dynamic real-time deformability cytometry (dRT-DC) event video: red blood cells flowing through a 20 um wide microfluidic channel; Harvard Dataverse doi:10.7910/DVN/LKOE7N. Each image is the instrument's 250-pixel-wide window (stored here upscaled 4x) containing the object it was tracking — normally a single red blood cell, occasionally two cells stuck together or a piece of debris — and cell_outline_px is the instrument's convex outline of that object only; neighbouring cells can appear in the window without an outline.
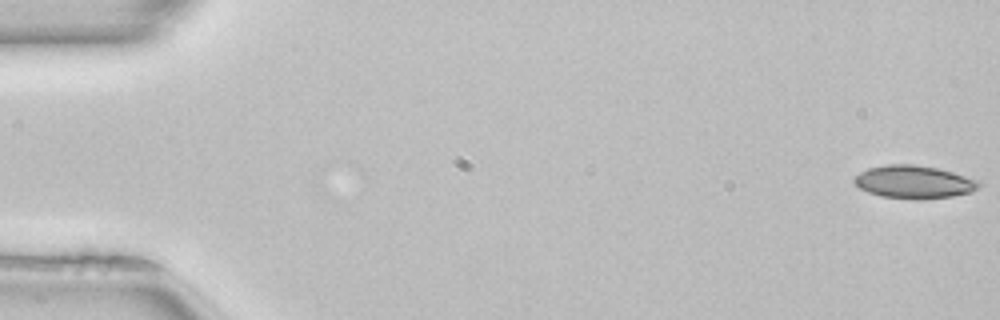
{"species": "common noctule bat (a hibernating species)", "species_latin": "Nyctalus noctula", "temperature_condition": "room temperature", "stored_images_in_passage": 51, "camera_frame_rate_fps": 3000, "um_per_image_px": 0.085, "animal": {"sex": "female", "body_mass_g": 22.7, "forearm_length_mm": 54.2}, "frame": {"image": 1, "passage_image": 1, "time_ms": 0.0, "image_size_px": [1000, 320], "cell_outline_px": [[984, 184], [980, 188], [972, 192], [952, 196], [920, 200], [916, 200], [880, 196], [868, 192], [860, 188], [852, 180], [860, 172], [868, 168], [884, 164], [912, 164], [936, 168], [952, 172], [980, 180]], "centroid_in_image_um": [77.72, 15.47], "position_along_channel_um": 7.3, "area_um2": 24.22}}
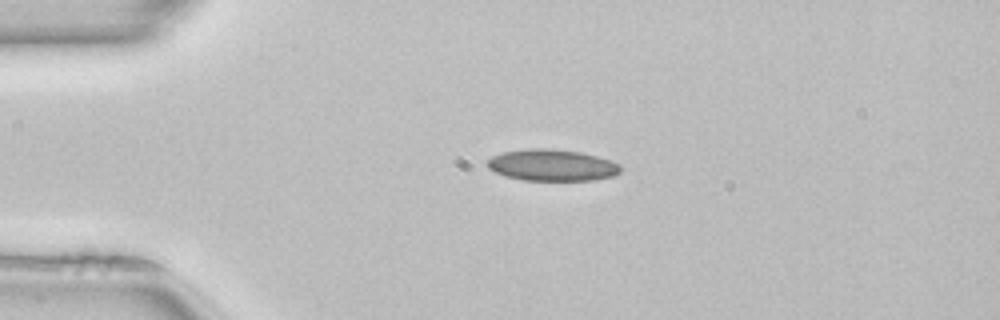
{"frame": {"image": 2, "passage_image": 12, "time_ms": 3.667, "image_size_px": [1000, 320], "cell_outline_px": [[620, 172], [612, 176], [596, 180], [524, 180], [504, 176], [488, 168], [488, 160], [492, 156], [500, 152], [528, 148], [552, 148], [580, 152], [612, 160], [620, 164]], "centroid_in_image_um": [46.92, 14.03], "position_along_channel_um": 38.1, "area_um2": 24.62}}
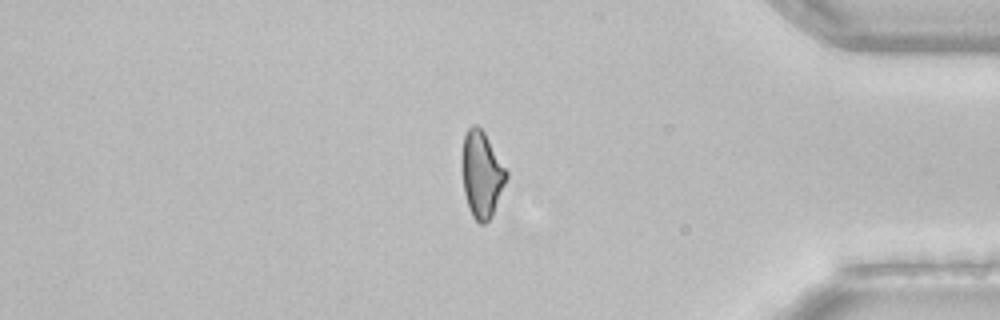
{"frame": {"image": 3, "passage_image": 43, "time_ms": 14.0, "image_size_px": [1000, 320], "cell_outline_px": [[508, 176], [492, 216], [484, 224], [480, 224], [472, 216], [468, 208], [464, 192], [460, 168], [460, 156], [464, 136], [468, 128], [472, 124], [476, 124], [484, 132], [508, 172]], "centroid_in_image_um": [40.9, 14.81], "position_along_channel_um": 394.3, "area_um2": 22.66}, "authors_computed_cell_mechanics": {"area_um2": 23.409, "velocity_mm_per_s": 4.0458, "shape_relaxation_time_tau1_ms": null, "shape_relaxation_time_tau2_ms": 2.8202, "deformation_change_tau1": null, "deformation_change_tau2": 0.1031}}